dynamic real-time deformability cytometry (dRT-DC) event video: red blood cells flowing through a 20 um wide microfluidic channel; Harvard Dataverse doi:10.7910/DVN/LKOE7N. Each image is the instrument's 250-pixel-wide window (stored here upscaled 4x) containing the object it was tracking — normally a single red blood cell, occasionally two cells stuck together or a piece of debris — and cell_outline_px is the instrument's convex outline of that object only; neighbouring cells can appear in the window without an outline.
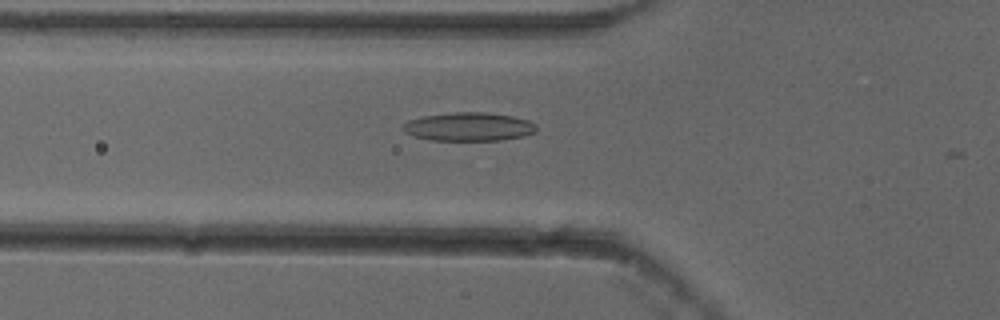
{"species": "common noctule bat (a hibernating species)", "species_latin": "Nyctalus noctula", "temperature_condition": "cold", "stored_images_in_passage": 35, "camera_frame_rate_fps": 3000, "um_per_image_px": 0.085, "animal": {"sex": "female"}, "frame": {"image": 1, "passage_image": 6, "time_ms": 1.667, "image_size_px": [1000, 320], "cell_outline_px": [[536, 132], [524, 136], [500, 140], [432, 140], [416, 136], [404, 132], [400, 128], [408, 120], [424, 116], [452, 112], [484, 112], [512, 116], [528, 120], [536, 124]], "centroid_in_image_um": [39.85, 10.77], "position_along_channel_um": 85.9, "area_um2": 22.14}}
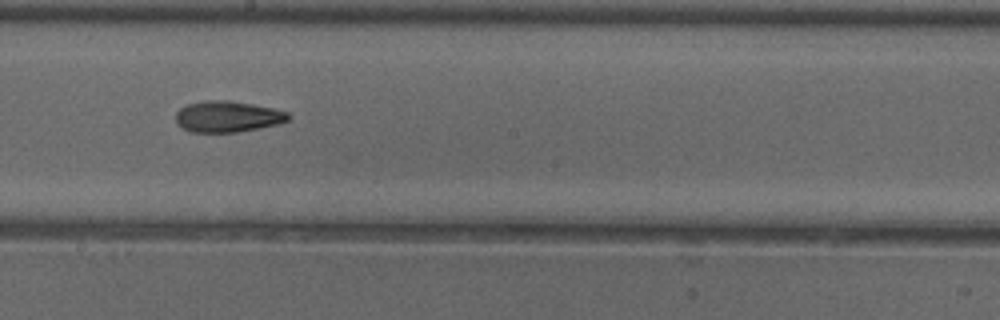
{"frame": {"image": 2, "passage_image": 17, "time_ms": 5.333, "image_size_px": [1000, 320], "cell_outline_px": [[292, 116], [288, 120], [280, 124], [236, 132], [192, 132], [176, 124], [176, 112], [180, 108], [188, 104], [204, 100], [224, 100], [252, 104], [276, 108], [288, 112]], "centroid_in_image_um": [19.37, 9.9], "position_along_channel_um": 228.8, "area_um2": 20.52}}
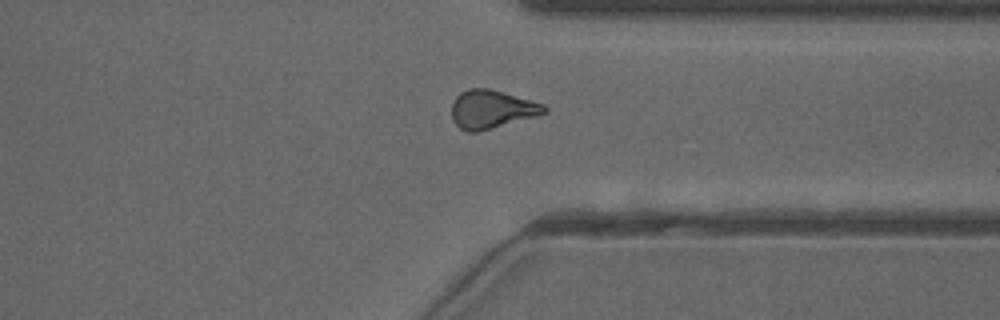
{"frame": {"image": 3, "passage_image": 28, "time_ms": 9.0, "image_size_px": [1000, 320], "cell_outline_px": [[548, 112], [536, 116], [476, 132], [468, 132], [460, 128], [452, 120], [452, 104], [456, 96], [460, 92], [468, 88], [488, 88], [544, 104], [548, 108]], "centroid_in_image_um": [41.78, 9.28], "position_along_channel_um": 369.6, "area_um2": 20.52}}